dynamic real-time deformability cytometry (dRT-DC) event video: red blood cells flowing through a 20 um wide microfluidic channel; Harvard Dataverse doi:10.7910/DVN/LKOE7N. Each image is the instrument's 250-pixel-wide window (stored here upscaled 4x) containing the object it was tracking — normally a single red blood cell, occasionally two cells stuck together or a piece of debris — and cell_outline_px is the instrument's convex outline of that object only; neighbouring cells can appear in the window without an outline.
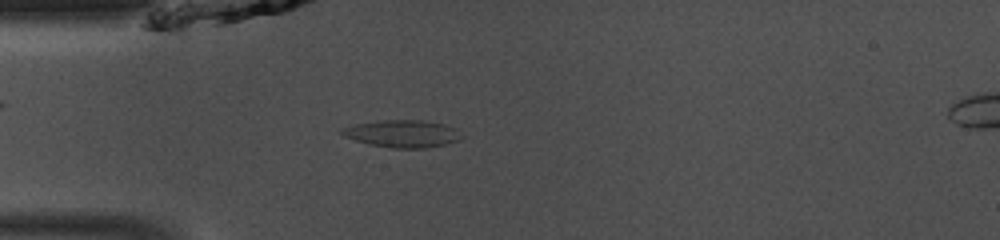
{"species": "common noctule bat (a hibernating species)", "species_latin": "Nyctalus noctula", "temperature_condition": "room temperature", "stored_images_in_passage": 37, "camera_frame_rate_fps": 3000, "um_per_image_px": 0.085, "animal": {"sex": "male", "body_mass_g": 13.0, "forearm_length_mm": 53.1}, "frame": {"image": 1, "passage_image": 2, "time_ms": 0.333, "image_size_px": [1000, 240], "cell_outline_px": [[464, 136], [460, 140], [444, 144], [424, 148], [392, 148], [372, 144], [356, 140], [344, 136], [340, 132], [340, 128], [356, 124], [384, 120], [424, 120], [444, 124], [456, 128]], "centroid_in_image_um": [34.25, 11.35], "position_along_channel_um": 50.8, "area_um2": 18.96}}
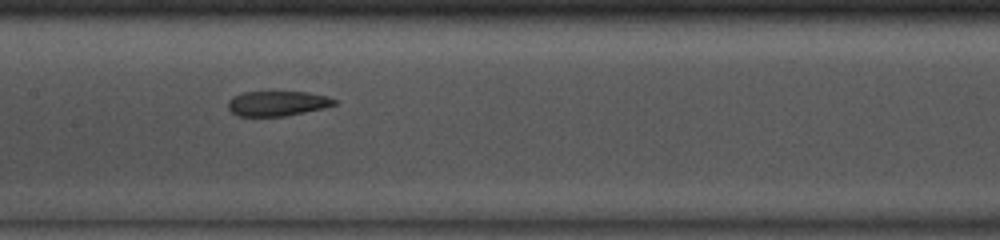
{"frame": {"image": 2, "passage_image": 12, "time_ms": 3.667, "image_size_px": [1000, 240], "cell_outline_px": [[336, 104], [324, 108], [284, 116], [236, 116], [228, 108], [228, 100], [232, 96], [244, 92], [308, 92], [328, 96], [336, 100]], "centroid_in_image_um": [23.56, 8.79], "position_along_channel_um": 183.8, "area_um2": 15.49}}
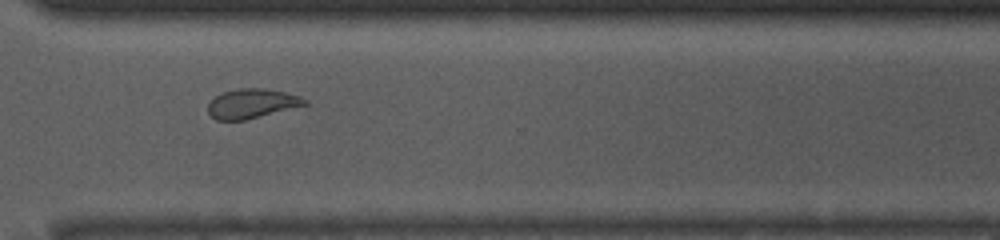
{"frame": {"image": 3, "passage_image": 24, "time_ms": 7.667, "image_size_px": [1000, 240], "cell_outline_px": [[308, 104], [244, 120], [216, 120], [208, 112], [208, 104], [216, 96], [224, 92], [236, 88], [264, 88], [284, 92], [300, 96], [308, 100]], "centroid_in_image_um": [21.41, 8.79], "position_along_channel_um": 349.2, "area_um2": 16.42}, "authors_computed_cell_mechanics": {"area_um2": 16.9354, "velocity_mm_per_s": 4.1539, "shape_relaxation_time_tau1_ms": null, "shape_relaxation_time_tau2_ms": 2.575, "deformation_change_tau1": null, "deformation_change_tau2": 0.0977}}